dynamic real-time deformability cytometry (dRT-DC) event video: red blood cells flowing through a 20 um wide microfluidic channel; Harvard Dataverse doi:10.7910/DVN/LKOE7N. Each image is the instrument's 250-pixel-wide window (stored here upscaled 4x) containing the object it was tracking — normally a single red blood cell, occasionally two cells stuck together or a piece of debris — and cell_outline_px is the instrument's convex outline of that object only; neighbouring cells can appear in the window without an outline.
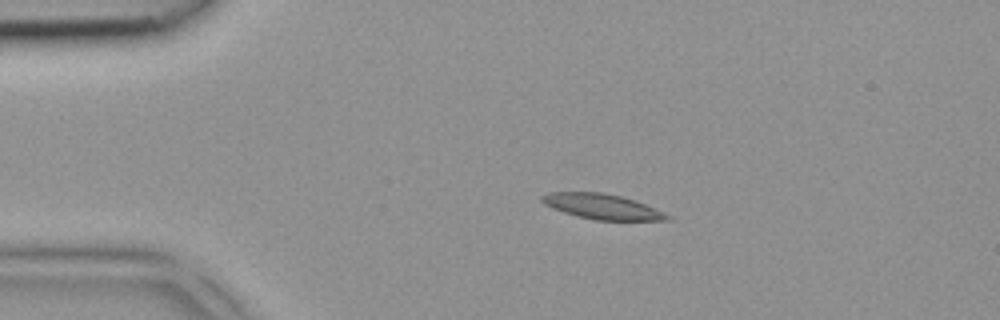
{"species": "common noctule bat (a hibernating species)", "species_latin": "Nyctalus noctula", "temperature_condition": "room temperature", "stored_images_in_passage": 1, "camera_frame_rate_fps": 3000, "um_per_image_px": 0.085, "animal": {"sex": "female", "body_mass_g": 18.4}, "frame": {"image": 1, "passage_image": 1, "time_ms": 0.0, "image_size_px": [1000, 320], "cell_outline_px": [[672, 220], [596, 220], [576, 216], [552, 208], [544, 204], [540, 200], [540, 196], [548, 192], [604, 192], [636, 200], [672, 216]], "centroid_in_image_um": [51.17, 17.55], "position_along_channel_um": 33.8, "area_um2": 18.5}}